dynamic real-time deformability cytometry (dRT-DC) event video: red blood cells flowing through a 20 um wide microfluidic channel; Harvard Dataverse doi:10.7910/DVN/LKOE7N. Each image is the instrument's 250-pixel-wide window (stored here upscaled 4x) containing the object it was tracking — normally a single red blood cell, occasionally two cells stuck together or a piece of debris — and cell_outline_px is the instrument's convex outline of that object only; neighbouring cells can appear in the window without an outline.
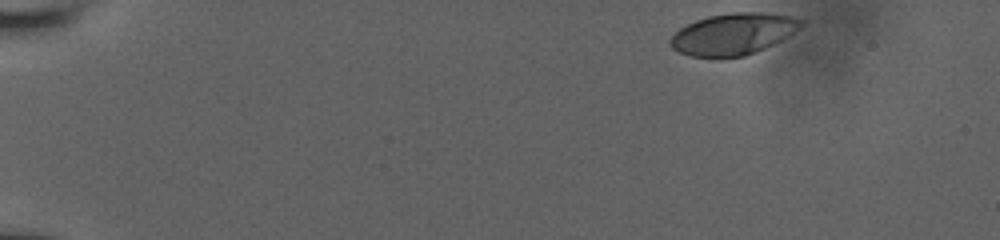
{"species": "human", "species_latin": "Homo sapiens", "temperature_condition": "room temperature", "stored_images_in_passage": 27, "camera_frame_rate_fps": 3000, "um_per_image_px": 0.085, "donor": {"sex": "male"}, "frame": {"image": 1, "passage_image": 1, "time_ms": 0.0, "image_size_px": [1000, 240], "cell_outline_px": [[808, 20], [800, 28], [788, 36], [764, 48], [744, 56], [720, 60], [692, 56], [680, 52], [672, 48], [668, 44], [668, 40], [680, 28], [696, 20], [708, 16], [728, 12], [764, 12], [792, 16]], "centroid_in_image_um": [62.33, 2.9], "position_along_channel_um": 22.7, "area_um2": 32.31}}
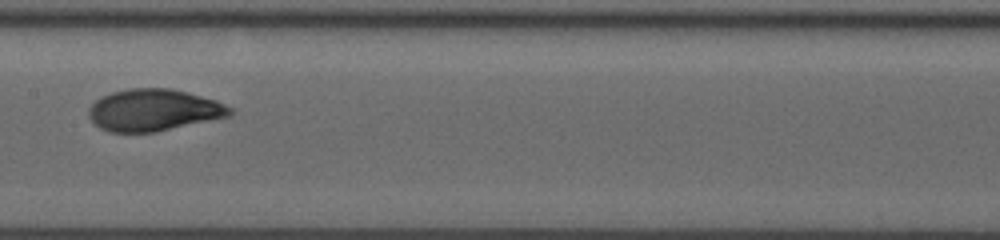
{"frame": {"image": 2, "passage_image": 15, "time_ms": 7.667, "image_size_px": [1000, 240], "cell_outline_px": [[236, 112], [228, 116], [152, 132], [108, 132], [100, 128], [88, 116], [88, 108], [100, 96], [112, 92], [128, 88], [172, 88], [188, 92], [216, 100], [232, 108]], "centroid_in_image_um": [13.04, 9.34], "position_along_channel_um": 194.4, "area_um2": 34.33}}
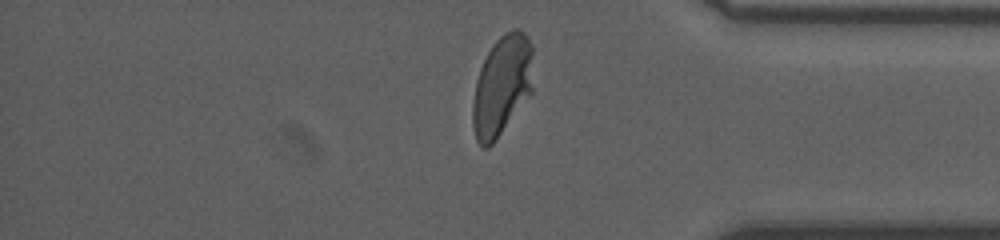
{"frame": {"image": 3, "passage_image": 26, "time_ms": 13.0, "image_size_px": [1000, 240], "cell_outline_px": [[532, 92], [492, 144], [488, 148], [484, 148], [476, 140], [472, 124], [472, 104], [476, 80], [480, 68], [492, 44], [504, 32], [512, 28], [516, 28], [524, 32], [528, 36], [532, 48]], "centroid_in_image_um": [42.65, 7.25], "position_along_channel_um": 392.5, "area_um2": 35.32}}